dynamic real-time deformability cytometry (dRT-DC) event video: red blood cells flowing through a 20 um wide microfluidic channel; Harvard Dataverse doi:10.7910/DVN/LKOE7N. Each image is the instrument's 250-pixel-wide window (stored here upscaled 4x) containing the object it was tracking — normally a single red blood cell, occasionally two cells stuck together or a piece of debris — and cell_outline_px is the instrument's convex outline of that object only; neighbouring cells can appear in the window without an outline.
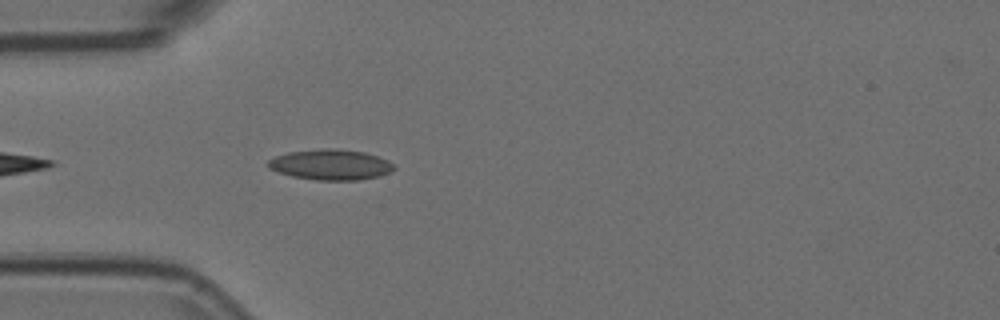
{"species": "Egyptian fruit bat (a non-hibernating species)", "species_latin": "Rousettus aegyptiacus", "temperature_condition": "room temperature", "stored_images_in_passage": 9, "camera_frame_rate_fps": 3000, "um_per_image_px": 0.085, "animal": {"sex": "female"}, "frame": {"image": 1, "passage_image": 3, "time_ms": 0.667, "image_size_px": [1000, 320], "cell_outline_px": [[396, 168], [380, 176], [360, 180], [316, 180], [292, 176], [276, 172], [268, 168], [268, 160], [276, 156], [288, 152], [320, 148], [336, 148], [364, 152], [388, 160]], "centroid_in_image_um": [28.08, 13.99], "position_along_channel_um": 56.9, "area_um2": 22.48}}